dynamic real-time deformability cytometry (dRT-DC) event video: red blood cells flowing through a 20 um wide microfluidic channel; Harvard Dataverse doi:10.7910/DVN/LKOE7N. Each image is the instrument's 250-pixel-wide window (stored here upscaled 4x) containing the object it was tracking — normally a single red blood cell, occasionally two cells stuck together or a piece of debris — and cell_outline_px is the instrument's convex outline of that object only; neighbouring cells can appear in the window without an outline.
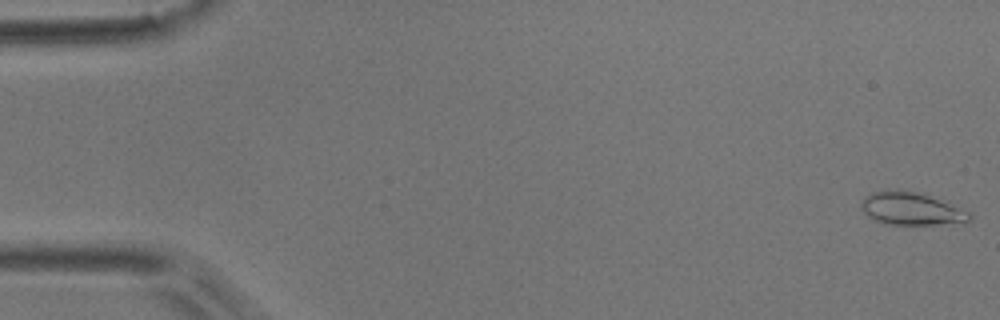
{"species": "common noctule bat (a hibernating species)", "species_latin": "Nyctalus noctula", "temperature_condition": "room temperature", "stored_images_in_passage": 5, "camera_frame_rate_fps": 3000, "um_per_image_px": 0.085, "animal": {"sex": "male", "body_mass_g": 17.9}, "frame": {"image": 1, "passage_image": 1, "time_ms": 0.0, "image_size_px": [1000, 320], "cell_outline_px": [[972, 216], [968, 220], [936, 224], [884, 224], [868, 216], [864, 212], [860, 204], [860, 200], [864, 196], [872, 192], [912, 192], [948, 200], [972, 212]], "centroid_in_image_um": [77.5, 17.75], "position_along_channel_um": 7.5, "area_um2": 20.29}}